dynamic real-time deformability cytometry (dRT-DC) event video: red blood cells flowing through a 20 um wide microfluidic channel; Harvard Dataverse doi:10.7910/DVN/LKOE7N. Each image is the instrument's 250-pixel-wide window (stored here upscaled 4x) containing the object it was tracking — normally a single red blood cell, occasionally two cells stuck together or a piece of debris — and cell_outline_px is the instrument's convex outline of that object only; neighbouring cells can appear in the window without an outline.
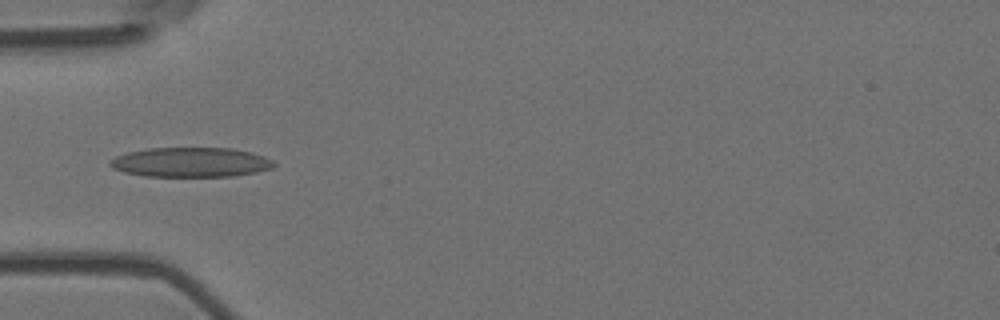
{"species": "Egyptian fruit bat (a non-hibernating species)", "species_latin": "Rousettus aegyptiacus", "temperature_condition": "room temperature", "stored_images_in_passage": 4, "camera_frame_rate_fps": 3000, "um_per_image_px": 0.085, "animal": {"sex": "female"}, "frame": {"image": 1, "passage_image": 4, "time_ms": 1.0, "image_size_px": [1000, 320], "cell_outline_px": [[276, 164], [272, 168], [256, 172], [232, 176], [144, 176], [124, 172], [112, 168], [108, 164], [108, 160], [116, 156], [128, 152], [148, 148], [232, 148], [252, 152], [264, 156], [272, 160]], "centroid_in_image_um": [16.2, 13.79], "position_along_channel_um": 68.8, "area_um2": 28.38}}